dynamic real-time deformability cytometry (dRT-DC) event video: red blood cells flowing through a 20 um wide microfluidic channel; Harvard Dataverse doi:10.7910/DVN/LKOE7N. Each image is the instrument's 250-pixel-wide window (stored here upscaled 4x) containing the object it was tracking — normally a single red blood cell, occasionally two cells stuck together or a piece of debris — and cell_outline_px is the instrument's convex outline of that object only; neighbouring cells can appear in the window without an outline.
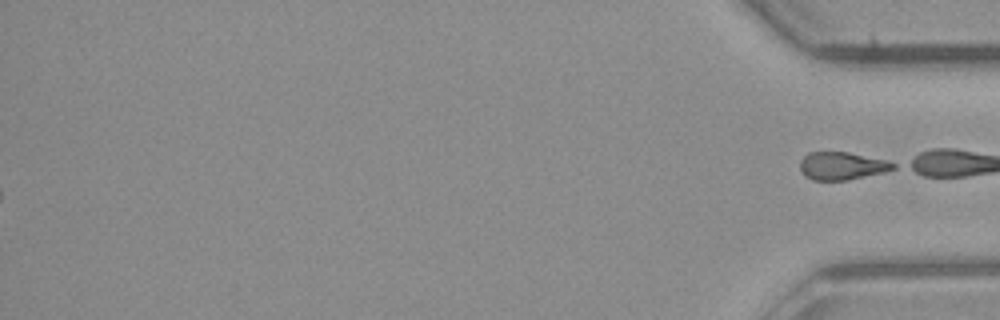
{"species": "common noctule bat (a hibernating species)", "species_latin": "Nyctalus noctula", "temperature_condition": "room temperature", "stored_images_in_passage": 51, "segment_of_instrument_passage": [2, 2], "camera_frame_rate_fps": 3000, "um_per_image_px": 0.085, "animal": {"sex": "male", "body_mass_g": 23.1, "forearm_length_mm": 52.7}, "frame": {"image": 1, "passage_image": 51, "time_ms": 16.667, "image_size_px": [1000, 320], "cell_outline_px": [[896, 168], [884, 172], [848, 180], [812, 180], [804, 176], [800, 168], [800, 160], [808, 152], [848, 152], [888, 160], [896, 164]], "centroid_in_image_um": [71.56, 14.1], "position_along_channel_um": 363.6, "area_um2": 15.2}}